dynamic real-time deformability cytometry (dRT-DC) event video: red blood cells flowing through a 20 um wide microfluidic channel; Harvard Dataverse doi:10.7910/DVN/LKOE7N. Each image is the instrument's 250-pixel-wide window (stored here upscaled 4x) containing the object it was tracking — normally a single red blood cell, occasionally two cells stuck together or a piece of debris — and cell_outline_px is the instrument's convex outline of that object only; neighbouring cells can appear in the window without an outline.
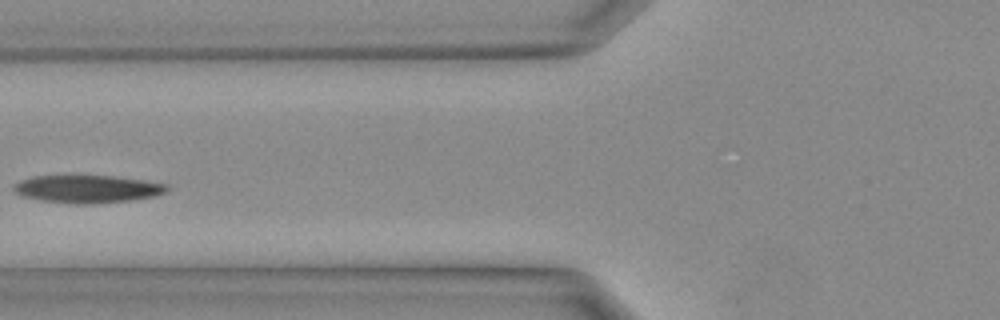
{"species": "Egyptian fruit bat (a non-hibernating species)", "species_latin": "Rousettus aegyptiacus", "temperature_condition": "warm", "stored_images_in_passage": 29, "camera_frame_rate_fps": 3000, "um_per_image_px": 0.085, "animal": {"sex": "female"}, "frame": {"image": 1, "passage_image": 9, "time_ms": 2.667, "image_size_px": [1000, 320], "cell_outline_px": [[168, 188], [164, 192], [152, 196], [128, 200], [92, 204], [76, 204], [40, 200], [24, 196], [16, 192], [12, 188], [20, 180], [32, 176], [112, 176], [148, 180], [168, 184]], "centroid_in_image_um": [7.43, 16.05], "position_along_channel_um": 118.4, "area_um2": 24.51}}
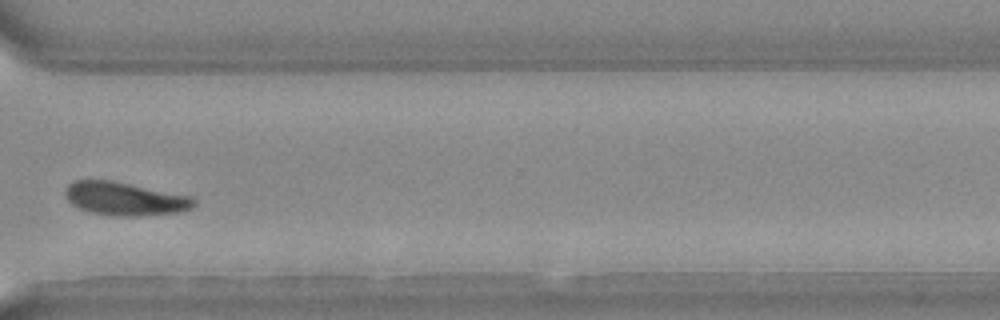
{"frame": {"image": 2, "passage_image": 21, "time_ms": 6.667, "image_size_px": [1000, 320], "cell_outline_px": [[196, 204], [192, 208], [180, 212], [140, 216], [116, 216], [92, 212], [80, 208], [72, 204], [68, 200], [64, 192], [68, 184], [76, 180], [112, 180], [192, 196], [196, 200]], "centroid_in_image_um": [10.65, 16.89], "position_along_channel_um": 360.0, "area_um2": 25.03}}
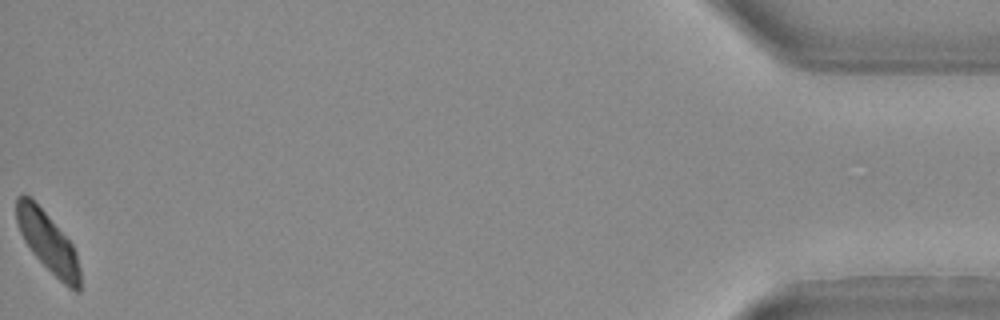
{"frame": {"image": 3, "passage_image": 29, "time_ms": 9.333, "image_size_px": [1000, 320], "cell_outline_px": [[80, 292], [76, 292], [68, 288], [32, 252], [24, 240], [20, 232], [16, 220], [16, 196], [28, 196], [48, 216], [72, 244], [76, 252], [80, 268]], "centroid_in_image_um": [4.09, 20.62], "position_along_channel_um": 431.1, "area_um2": 21.68}}